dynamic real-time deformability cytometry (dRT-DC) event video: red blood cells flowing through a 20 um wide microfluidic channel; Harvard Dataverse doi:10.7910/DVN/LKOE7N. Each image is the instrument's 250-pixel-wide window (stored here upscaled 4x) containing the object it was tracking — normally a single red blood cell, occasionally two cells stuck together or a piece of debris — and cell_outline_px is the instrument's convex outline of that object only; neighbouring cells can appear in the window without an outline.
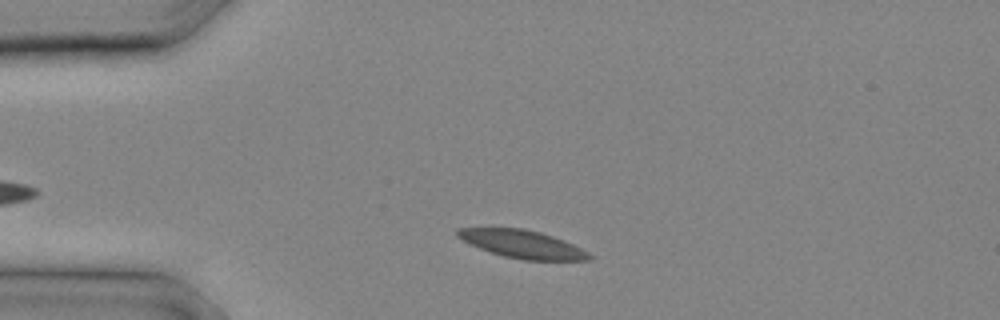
{"species": "common noctule bat (a hibernating species)", "species_latin": "Nyctalus noctula", "temperature_condition": "cold", "stored_images_in_passage": 7, "camera_frame_rate_fps": 3000, "um_per_image_px": 0.085, "animal": {"sex": "male", "body_mass_g": 20.4}, "frame": {"image": 1, "passage_image": 2, "time_ms": 0.333, "image_size_px": [1000, 320], "cell_outline_px": [[592, 260], [524, 260], [504, 256], [480, 248], [456, 236], [456, 228], [524, 228], [540, 232], [552, 236], [572, 244], [588, 252], [592, 256]], "centroid_in_image_um": [44.41, 20.75], "position_along_channel_um": 40.6, "area_um2": 21.1}}